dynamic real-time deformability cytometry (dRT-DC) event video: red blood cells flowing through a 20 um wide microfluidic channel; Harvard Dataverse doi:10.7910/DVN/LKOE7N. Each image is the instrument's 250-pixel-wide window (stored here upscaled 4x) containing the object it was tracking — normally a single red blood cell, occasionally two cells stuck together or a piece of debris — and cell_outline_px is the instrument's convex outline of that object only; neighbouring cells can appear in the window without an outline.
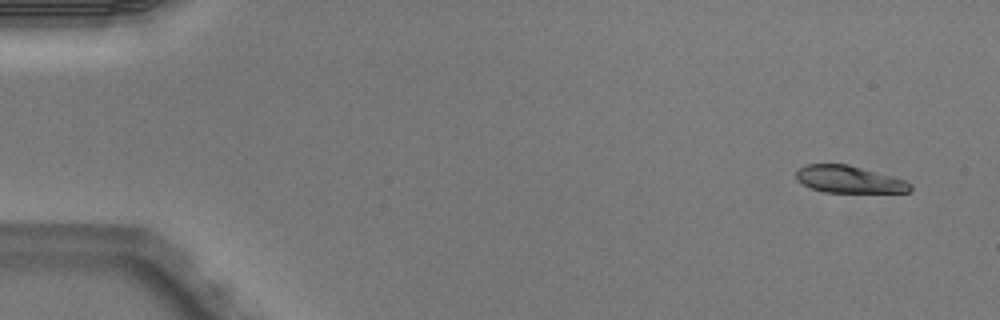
{"species": "Egyptian fruit bat (a non-hibernating species)", "species_latin": "Rousettus aegyptiacus", "temperature_condition": "warm", "stored_images_in_passage": 4, "camera_frame_rate_fps": 3000, "um_per_image_px": 0.085, "animal": {"sex": "male"}, "frame": {"image": 1, "passage_image": 1, "time_ms": 0.0, "image_size_px": [1000, 320], "cell_outline_px": [[912, 188], [908, 192], [824, 192], [812, 188], [796, 180], [796, 172], [804, 164], [848, 164], [892, 176], [904, 180], [912, 184]], "centroid_in_image_um": [72.16, 15.24], "position_along_channel_um": 12.8, "area_um2": 17.92}}
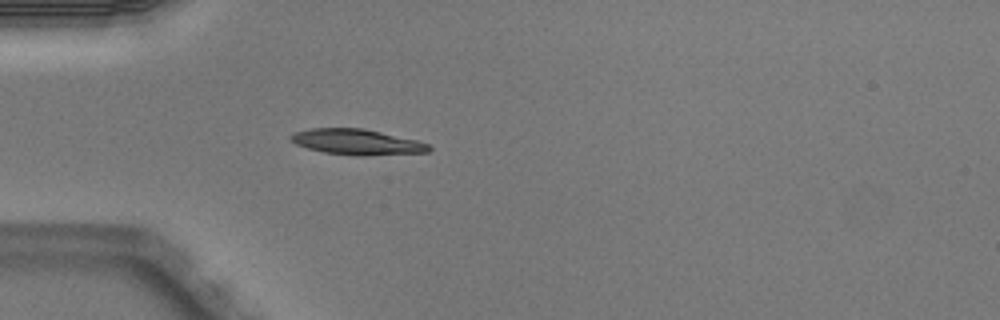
{"frame": {"image": 2, "passage_image": 4, "time_ms": 1.0, "image_size_px": [1000, 320], "cell_outline_px": [[432, 148], [428, 152], [324, 152], [308, 148], [296, 144], [288, 140], [288, 136], [296, 132], [312, 128], [364, 128], [416, 140], [428, 144]], "centroid_in_image_um": [30.22, 11.99], "position_along_channel_um": 54.8, "area_um2": 19.02}}